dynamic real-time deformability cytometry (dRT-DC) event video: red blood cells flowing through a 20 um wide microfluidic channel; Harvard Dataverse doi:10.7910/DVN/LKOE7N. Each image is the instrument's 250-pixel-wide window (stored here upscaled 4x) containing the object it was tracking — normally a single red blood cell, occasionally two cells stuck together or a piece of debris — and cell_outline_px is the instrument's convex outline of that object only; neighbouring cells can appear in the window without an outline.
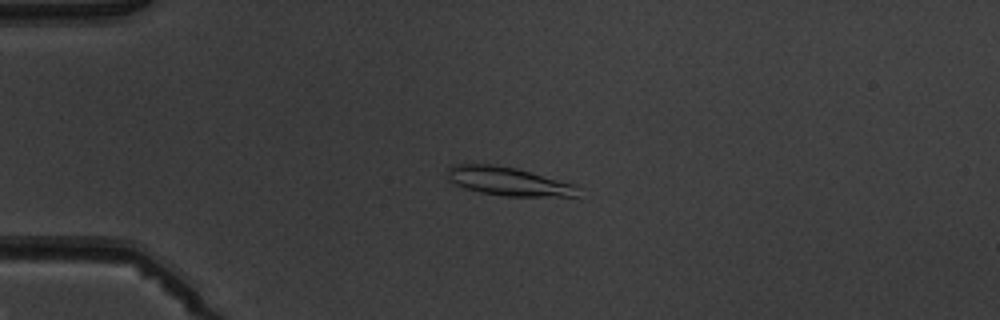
{"species": "common noctule bat (a hibernating species)", "species_latin": "Nyctalus noctula", "temperature_condition": "warm", "stored_images_in_passage": 4, "camera_frame_rate_fps": 3000, "um_per_image_px": 0.085, "animal": {"sex": "male", "body_mass_g": 19.5, "forearm_length_mm": 54.6}, "frame": {"image": 1, "passage_image": 3, "time_ms": 2.333, "image_size_px": [1000, 320], "cell_outline_px": [[576, 196], [504, 196], [480, 192], [464, 188], [456, 184], [448, 176], [448, 168], [456, 164], [492, 164], [516, 168], [576, 184]], "centroid_in_image_um": [43.2, 15.41], "position_along_channel_um": 41.8, "area_um2": 21.39}}